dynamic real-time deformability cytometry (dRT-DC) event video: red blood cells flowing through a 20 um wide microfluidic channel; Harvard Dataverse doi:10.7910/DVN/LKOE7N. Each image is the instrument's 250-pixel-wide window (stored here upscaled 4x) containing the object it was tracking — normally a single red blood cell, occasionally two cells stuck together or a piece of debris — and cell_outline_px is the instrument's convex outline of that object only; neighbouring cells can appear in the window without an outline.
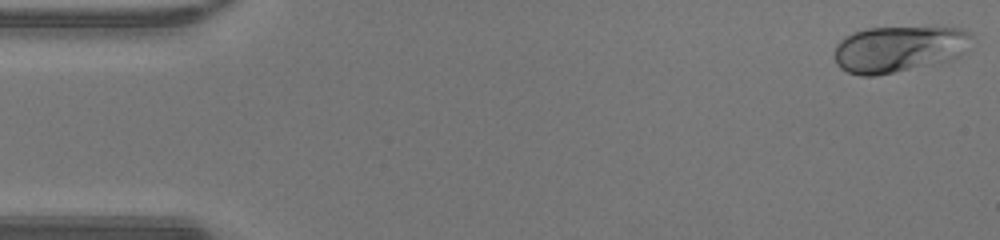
{"species": "human", "species_latin": "Homo sapiens", "temperature_condition": "warm", "stored_images_in_passage": 44, "camera_frame_rate_fps": 3000, "um_per_image_px": 0.085, "donor": {"sex": "male"}, "frame": {"image": 1, "passage_image": 1, "time_ms": 0.0, "image_size_px": [1000, 240], "cell_outline_px": [[972, 36], [908, 68], [876, 76], [860, 76], [848, 72], [840, 68], [836, 64], [836, 44], [844, 36], [852, 32], [868, 28], [932, 24], [936, 24], [964, 28], [972, 32]], "centroid_in_image_um": [76.03, 4.03], "position_along_channel_um": 9.0, "area_um2": 34.39}}
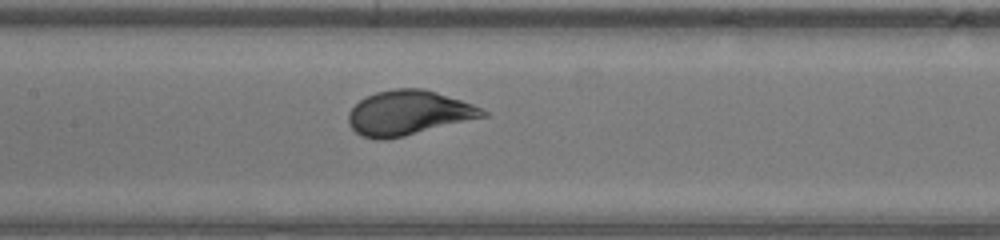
{"frame": {"image": 2, "passage_image": 22, "time_ms": 7.0, "image_size_px": [1000, 240], "cell_outline_px": [[488, 116], [388, 140], [376, 140], [360, 136], [348, 124], [348, 112], [364, 96], [376, 92], [396, 88], [424, 88], [472, 104], [488, 112]], "centroid_in_image_um": [34.69, 9.61], "position_along_channel_um": 172.7, "area_um2": 35.08}}
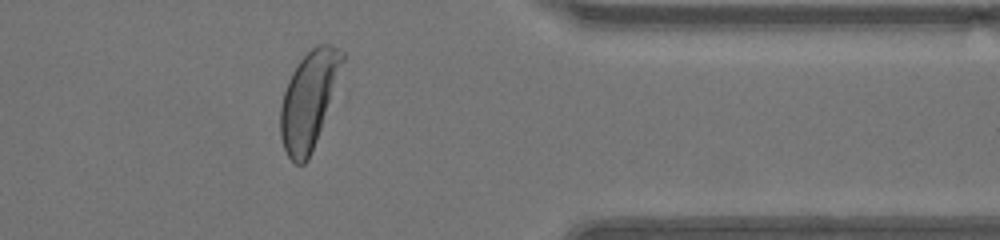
{"frame": {"image": 3, "passage_image": 38, "time_ms": 12.333, "image_size_px": [1000, 240], "cell_outline_px": [[344, 60], [316, 140], [308, 160], [304, 164], [296, 164], [288, 156], [284, 148], [280, 136], [280, 108], [284, 92], [288, 80], [296, 64], [316, 44], [332, 44], [344, 52]], "centroid_in_image_um": [26.22, 8.47], "position_along_channel_um": 385.2, "area_um2": 34.22}, "authors_computed_cell_mechanics": {"area_um2": 34.7956, "velocity_mm_per_s": 4.3268, "shape_relaxation_time_tau1_ms": 2.2496, "shape_relaxation_time_tau2_ms": null, "deformation_change_tau1": 0.1772, "deformation_change_tau2": null}}